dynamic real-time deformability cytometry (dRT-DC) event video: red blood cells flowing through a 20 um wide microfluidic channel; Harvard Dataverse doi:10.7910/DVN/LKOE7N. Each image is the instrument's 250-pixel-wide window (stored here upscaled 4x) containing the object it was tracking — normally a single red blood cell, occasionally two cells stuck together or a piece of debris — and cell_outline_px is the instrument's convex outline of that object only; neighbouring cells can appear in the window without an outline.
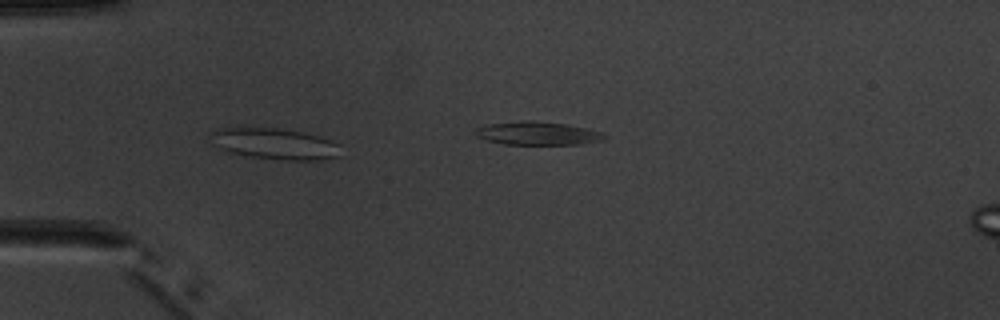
{"species": "common noctule bat (a hibernating species)", "species_latin": "Nyctalus noctula", "temperature_condition": "warm", "stored_images_in_passage": 6, "camera_frame_rate_fps": 3000, "um_per_image_px": 0.085, "animal": {"sex": "male", "body_mass_g": 20.1, "forearm_length_mm": 53.5}, "frame": {"image": 1, "passage_image": 4, "time_ms": 4.333, "image_size_px": [1000, 320], "cell_outline_px": [[340, 156], [324, 160], [280, 160], [252, 156], [228, 152], [212, 144], [208, 132], [216, 128], [280, 128], [304, 132], [320, 136], [332, 140], [340, 144]], "centroid_in_image_um": [23.37, 12.22], "position_along_channel_um": 61.6, "area_um2": 23.99}}
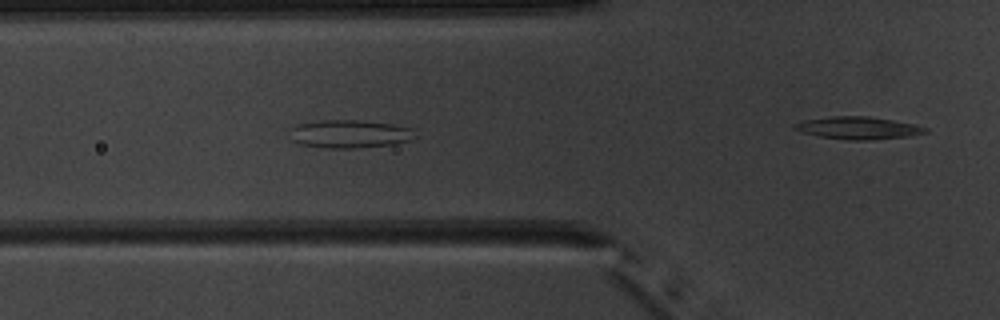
{"frame": {"image": 2, "passage_image": 5, "time_ms": 5.333, "image_size_px": [1000, 320], "cell_outline_px": [[416, 136], [408, 140], [392, 144], [356, 148], [324, 148], [300, 144], [292, 140], [288, 128], [296, 124], [320, 120], [364, 120], [392, 124], [412, 128]], "centroid_in_image_um": [29.66, 11.37], "position_along_channel_um": 96.1, "area_um2": 20.69}}